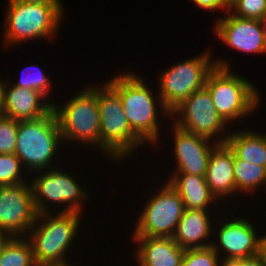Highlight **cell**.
<instances>
[{
    "label": "cell",
    "instance_id": "cell-20",
    "mask_svg": "<svg viewBox=\"0 0 266 266\" xmlns=\"http://www.w3.org/2000/svg\"><path fill=\"white\" fill-rule=\"evenodd\" d=\"M169 184L180 195L185 209L208 210L216 197L211 193L205 177L188 173H174Z\"/></svg>",
    "mask_w": 266,
    "mask_h": 266
},
{
    "label": "cell",
    "instance_id": "cell-15",
    "mask_svg": "<svg viewBox=\"0 0 266 266\" xmlns=\"http://www.w3.org/2000/svg\"><path fill=\"white\" fill-rule=\"evenodd\" d=\"M174 128V154L176 157V172L188 173L205 177L211 151L218 144L210 139L189 133L175 124ZM213 142L212 146L210 144ZM215 143V144H214Z\"/></svg>",
    "mask_w": 266,
    "mask_h": 266
},
{
    "label": "cell",
    "instance_id": "cell-26",
    "mask_svg": "<svg viewBox=\"0 0 266 266\" xmlns=\"http://www.w3.org/2000/svg\"><path fill=\"white\" fill-rule=\"evenodd\" d=\"M19 121L2 116L0 119V154L14 153L17 144Z\"/></svg>",
    "mask_w": 266,
    "mask_h": 266
},
{
    "label": "cell",
    "instance_id": "cell-8",
    "mask_svg": "<svg viewBox=\"0 0 266 266\" xmlns=\"http://www.w3.org/2000/svg\"><path fill=\"white\" fill-rule=\"evenodd\" d=\"M53 103L62 140L81 141L100 149V112L97 101V87L79 91L63 107Z\"/></svg>",
    "mask_w": 266,
    "mask_h": 266
},
{
    "label": "cell",
    "instance_id": "cell-21",
    "mask_svg": "<svg viewBox=\"0 0 266 266\" xmlns=\"http://www.w3.org/2000/svg\"><path fill=\"white\" fill-rule=\"evenodd\" d=\"M217 139V143H227L234 154L249 163L266 167V136L256 132L241 130Z\"/></svg>",
    "mask_w": 266,
    "mask_h": 266
},
{
    "label": "cell",
    "instance_id": "cell-17",
    "mask_svg": "<svg viewBox=\"0 0 266 266\" xmlns=\"http://www.w3.org/2000/svg\"><path fill=\"white\" fill-rule=\"evenodd\" d=\"M5 88L4 116L15 120H35L47 115L53 109L52 102L42 103L45 95L38 90L21 88L12 85Z\"/></svg>",
    "mask_w": 266,
    "mask_h": 266
},
{
    "label": "cell",
    "instance_id": "cell-31",
    "mask_svg": "<svg viewBox=\"0 0 266 266\" xmlns=\"http://www.w3.org/2000/svg\"><path fill=\"white\" fill-rule=\"evenodd\" d=\"M7 83L0 80V112L4 113V96Z\"/></svg>",
    "mask_w": 266,
    "mask_h": 266
},
{
    "label": "cell",
    "instance_id": "cell-36",
    "mask_svg": "<svg viewBox=\"0 0 266 266\" xmlns=\"http://www.w3.org/2000/svg\"><path fill=\"white\" fill-rule=\"evenodd\" d=\"M263 25H264V31H265V36H266V17L262 20Z\"/></svg>",
    "mask_w": 266,
    "mask_h": 266
},
{
    "label": "cell",
    "instance_id": "cell-19",
    "mask_svg": "<svg viewBox=\"0 0 266 266\" xmlns=\"http://www.w3.org/2000/svg\"><path fill=\"white\" fill-rule=\"evenodd\" d=\"M208 210L185 209L178 222L173 240L183 249L204 248L211 243H204L212 232ZM203 242V243H202Z\"/></svg>",
    "mask_w": 266,
    "mask_h": 266
},
{
    "label": "cell",
    "instance_id": "cell-10",
    "mask_svg": "<svg viewBox=\"0 0 266 266\" xmlns=\"http://www.w3.org/2000/svg\"><path fill=\"white\" fill-rule=\"evenodd\" d=\"M46 172V173H45ZM31 181L34 205L37 213L49 212L47 201L55 204H66L63 212H80V200L87 199V193L71 175L56 168L45 171ZM68 174V175H67ZM82 188V189H81ZM46 200V203L44 202ZM53 202V203H52ZM63 203V204H62Z\"/></svg>",
    "mask_w": 266,
    "mask_h": 266
},
{
    "label": "cell",
    "instance_id": "cell-22",
    "mask_svg": "<svg viewBox=\"0 0 266 266\" xmlns=\"http://www.w3.org/2000/svg\"><path fill=\"white\" fill-rule=\"evenodd\" d=\"M22 238L12 236L7 241L0 254V266H38L28 238Z\"/></svg>",
    "mask_w": 266,
    "mask_h": 266
},
{
    "label": "cell",
    "instance_id": "cell-4",
    "mask_svg": "<svg viewBox=\"0 0 266 266\" xmlns=\"http://www.w3.org/2000/svg\"><path fill=\"white\" fill-rule=\"evenodd\" d=\"M107 83L119 94L131 129L145 142L159 140V123L155 98L144 79L135 74L117 75ZM159 134V135H158Z\"/></svg>",
    "mask_w": 266,
    "mask_h": 266
},
{
    "label": "cell",
    "instance_id": "cell-16",
    "mask_svg": "<svg viewBox=\"0 0 266 266\" xmlns=\"http://www.w3.org/2000/svg\"><path fill=\"white\" fill-rule=\"evenodd\" d=\"M234 152L227 143L217 144L211 151L205 179L211 193L220 199L236 192Z\"/></svg>",
    "mask_w": 266,
    "mask_h": 266
},
{
    "label": "cell",
    "instance_id": "cell-2",
    "mask_svg": "<svg viewBox=\"0 0 266 266\" xmlns=\"http://www.w3.org/2000/svg\"><path fill=\"white\" fill-rule=\"evenodd\" d=\"M214 64L215 68L208 74L205 88L221 118L228 124L256 110L260 95L253 84L231 73L229 63L225 60H216Z\"/></svg>",
    "mask_w": 266,
    "mask_h": 266
},
{
    "label": "cell",
    "instance_id": "cell-12",
    "mask_svg": "<svg viewBox=\"0 0 266 266\" xmlns=\"http://www.w3.org/2000/svg\"><path fill=\"white\" fill-rule=\"evenodd\" d=\"M37 216L30 183L0 185V231L25 236Z\"/></svg>",
    "mask_w": 266,
    "mask_h": 266
},
{
    "label": "cell",
    "instance_id": "cell-28",
    "mask_svg": "<svg viewBox=\"0 0 266 266\" xmlns=\"http://www.w3.org/2000/svg\"><path fill=\"white\" fill-rule=\"evenodd\" d=\"M30 68V67H29ZM39 70L40 68L37 67ZM27 70V69H26ZM36 71V70H34ZM23 73V72H22ZM24 75V76H23ZM21 74V77L19 80L14 83V86L21 87V88H27V89H33L38 90L45 96L50 91V78L46 76V74L43 73V71H38L33 74Z\"/></svg>",
    "mask_w": 266,
    "mask_h": 266
},
{
    "label": "cell",
    "instance_id": "cell-29",
    "mask_svg": "<svg viewBox=\"0 0 266 266\" xmlns=\"http://www.w3.org/2000/svg\"><path fill=\"white\" fill-rule=\"evenodd\" d=\"M223 266H266V261L263 259L261 254L255 256L226 261L222 264Z\"/></svg>",
    "mask_w": 266,
    "mask_h": 266
},
{
    "label": "cell",
    "instance_id": "cell-13",
    "mask_svg": "<svg viewBox=\"0 0 266 266\" xmlns=\"http://www.w3.org/2000/svg\"><path fill=\"white\" fill-rule=\"evenodd\" d=\"M215 34L232 49L246 53H266V36L262 20L230 15L218 18Z\"/></svg>",
    "mask_w": 266,
    "mask_h": 266
},
{
    "label": "cell",
    "instance_id": "cell-14",
    "mask_svg": "<svg viewBox=\"0 0 266 266\" xmlns=\"http://www.w3.org/2000/svg\"><path fill=\"white\" fill-rule=\"evenodd\" d=\"M218 237L219 242H211V247L218 255L223 250L226 251V257L221 260L223 263L260 253V237L256 235L253 224L246 218H236L223 223L219 228Z\"/></svg>",
    "mask_w": 266,
    "mask_h": 266
},
{
    "label": "cell",
    "instance_id": "cell-27",
    "mask_svg": "<svg viewBox=\"0 0 266 266\" xmlns=\"http://www.w3.org/2000/svg\"><path fill=\"white\" fill-rule=\"evenodd\" d=\"M231 10L237 17L263 20L266 17V0H239Z\"/></svg>",
    "mask_w": 266,
    "mask_h": 266
},
{
    "label": "cell",
    "instance_id": "cell-9",
    "mask_svg": "<svg viewBox=\"0 0 266 266\" xmlns=\"http://www.w3.org/2000/svg\"><path fill=\"white\" fill-rule=\"evenodd\" d=\"M153 197H150L138 217L133 236L173 237L185 207L177 191L165 183Z\"/></svg>",
    "mask_w": 266,
    "mask_h": 266
},
{
    "label": "cell",
    "instance_id": "cell-30",
    "mask_svg": "<svg viewBox=\"0 0 266 266\" xmlns=\"http://www.w3.org/2000/svg\"><path fill=\"white\" fill-rule=\"evenodd\" d=\"M193 3L197 4L200 8L207 9V10H218L225 8L221 5V0H192Z\"/></svg>",
    "mask_w": 266,
    "mask_h": 266
},
{
    "label": "cell",
    "instance_id": "cell-24",
    "mask_svg": "<svg viewBox=\"0 0 266 266\" xmlns=\"http://www.w3.org/2000/svg\"><path fill=\"white\" fill-rule=\"evenodd\" d=\"M22 164L14 154H0V185H16L26 182L21 175Z\"/></svg>",
    "mask_w": 266,
    "mask_h": 266
},
{
    "label": "cell",
    "instance_id": "cell-6",
    "mask_svg": "<svg viewBox=\"0 0 266 266\" xmlns=\"http://www.w3.org/2000/svg\"><path fill=\"white\" fill-rule=\"evenodd\" d=\"M62 135L53 109L35 120H21L18 125L17 144L14 154L24 165L34 172L49 169L56 154Z\"/></svg>",
    "mask_w": 266,
    "mask_h": 266
},
{
    "label": "cell",
    "instance_id": "cell-32",
    "mask_svg": "<svg viewBox=\"0 0 266 266\" xmlns=\"http://www.w3.org/2000/svg\"><path fill=\"white\" fill-rule=\"evenodd\" d=\"M26 3H45V4H54V5H62L60 0H20Z\"/></svg>",
    "mask_w": 266,
    "mask_h": 266
},
{
    "label": "cell",
    "instance_id": "cell-5",
    "mask_svg": "<svg viewBox=\"0 0 266 266\" xmlns=\"http://www.w3.org/2000/svg\"><path fill=\"white\" fill-rule=\"evenodd\" d=\"M5 17L4 44L53 37L65 14L62 5L9 0ZM63 14V15H62Z\"/></svg>",
    "mask_w": 266,
    "mask_h": 266
},
{
    "label": "cell",
    "instance_id": "cell-23",
    "mask_svg": "<svg viewBox=\"0 0 266 266\" xmlns=\"http://www.w3.org/2000/svg\"><path fill=\"white\" fill-rule=\"evenodd\" d=\"M233 170L236 193L238 191L254 192L260 185L266 184V167L239 159L235 154Z\"/></svg>",
    "mask_w": 266,
    "mask_h": 266
},
{
    "label": "cell",
    "instance_id": "cell-3",
    "mask_svg": "<svg viewBox=\"0 0 266 266\" xmlns=\"http://www.w3.org/2000/svg\"><path fill=\"white\" fill-rule=\"evenodd\" d=\"M100 112V149L114 160L127 158L145 142L131 129L119 94L106 82L97 86Z\"/></svg>",
    "mask_w": 266,
    "mask_h": 266
},
{
    "label": "cell",
    "instance_id": "cell-25",
    "mask_svg": "<svg viewBox=\"0 0 266 266\" xmlns=\"http://www.w3.org/2000/svg\"><path fill=\"white\" fill-rule=\"evenodd\" d=\"M218 258V254L211 246L185 249L181 266H223V262L220 263Z\"/></svg>",
    "mask_w": 266,
    "mask_h": 266
},
{
    "label": "cell",
    "instance_id": "cell-11",
    "mask_svg": "<svg viewBox=\"0 0 266 266\" xmlns=\"http://www.w3.org/2000/svg\"><path fill=\"white\" fill-rule=\"evenodd\" d=\"M172 116H178L174 124L180 129L210 140L216 133V136L221 134L227 124L218 114L205 87L186 98L171 112Z\"/></svg>",
    "mask_w": 266,
    "mask_h": 266
},
{
    "label": "cell",
    "instance_id": "cell-18",
    "mask_svg": "<svg viewBox=\"0 0 266 266\" xmlns=\"http://www.w3.org/2000/svg\"><path fill=\"white\" fill-rule=\"evenodd\" d=\"M139 243L136 257L139 266H181L185 249L171 237L133 236Z\"/></svg>",
    "mask_w": 266,
    "mask_h": 266
},
{
    "label": "cell",
    "instance_id": "cell-34",
    "mask_svg": "<svg viewBox=\"0 0 266 266\" xmlns=\"http://www.w3.org/2000/svg\"><path fill=\"white\" fill-rule=\"evenodd\" d=\"M239 0H221V5L227 10L226 12H232L231 9Z\"/></svg>",
    "mask_w": 266,
    "mask_h": 266
},
{
    "label": "cell",
    "instance_id": "cell-35",
    "mask_svg": "<svg viewBox=\"0 0 266 266\" xmlns=\"http://www.w3.org/2000/svg\"><path fill=\"white\" fill-rule=\"evenodd\" d=\"M260 254L266 261V235L263 237L260 236Z\"/></svg>",
    "mask_w": 266,
    "mask_h": 266
},
{
    "label": "cell",
    "instance_id": "cell-1",
    "mask_svg": "<svg viewBox=\"0 0 266 266\" xmlns=\"http://www.w3.org/2000/svg\"><path fill=\"white\" fill-rule=\"evenodd\" d=\"M49 214L48 212L38 214L34 225L28 231V236L30 235L28 240L36 264L38 266H69L65 253L78 231L81 221L80 212L61 210L54 216ZM38 221H41L40 225Z\"/></svg>",
    "mask_w": 266,
    "mask_h": 266
},
{
    "label": "cell",
    "instance_id": "cell-7",
    "mask_svg": "<svg viewBox=\"0 0 266 266\" xmlns=\"http://www.w3.org/2000/svg\"><path fill=\"white\" fill-rule=\"evenodd\" d=\"M210 52L178 62L164 70L160 77L157 102L167 116L195 91L205 87L208 74L215 68Z\"/></svg>",
    "mask_w": 266,
    "mask_h": 266
},
{
    "label": "cell",
    "instance_id": "cell-33",
    "mask_svg": "<svg viewBox=\"0 0 266 266\" xmlns=\"http://www.w3.org/2000/svg\"><path fill=\"white\" fill-rule=\"evenodd\" d=\"M12 236L6 232L0 231V254L7 243V241L11 238Z\"/></svg>",
    "mask_w": 266,
    "mask_h": 266
}]
</instances>
